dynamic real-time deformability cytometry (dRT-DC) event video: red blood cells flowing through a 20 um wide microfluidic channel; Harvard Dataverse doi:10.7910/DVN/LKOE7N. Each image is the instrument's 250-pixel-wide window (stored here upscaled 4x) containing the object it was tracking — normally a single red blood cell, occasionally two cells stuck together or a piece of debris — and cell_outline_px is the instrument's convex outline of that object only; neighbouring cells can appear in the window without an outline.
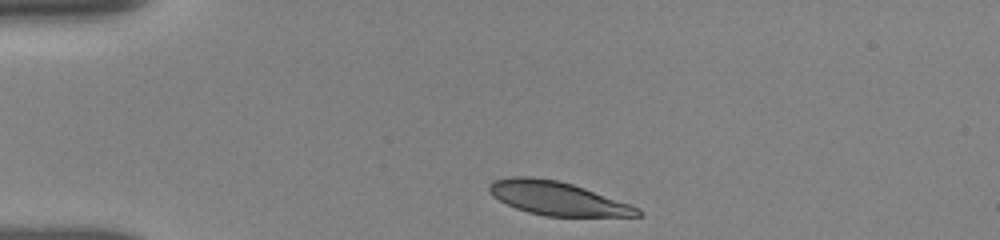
{"species": "human", "species_latin": "Homo sapiens", "temperature_condition": "room temperature", "stored_images_in_passage": 6, "camera_frame_rate_fps": 3000, "um_per_image_px": 0.085, "donor": {"sex": "female"}, "frame": {"image": 1, "passage_image": 1, "time_ms": 0.0, "image_size_px": [1000, 240], "cell_outline_px": [[644, 216], [544, 216], [528, 212], [516, 208], [492, 196], [488, 188], [488, 184], [492, 180], [512, 176], [528, 176], [556, 180], [572, 184], [584, 188], [640, 208], [644, 212]], "centroid_in_image_um": [47.37, 16.86], "position_along_channel_um": 37.6, "area_um2": 28.9}}
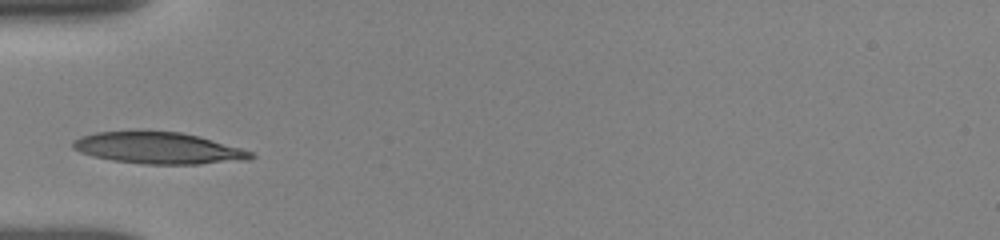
{"frame": {"image": 2, "passage_image": 4, "time_ms": 2.0, "image_size_px": [1000, 240], "cell_outline_px": [[256, 156], [248, 160], [200, 164], [144, 164], [112, 160], [92, 156], [80, 152], [72, 148], [72, 140], [80, 136], [96, 132], [136, 128], [148, 128], [180, 132], [200, 136], [240, 148], [252, 152]], "centroid_in_image_um": [13.4, 12.54], "position_along_channel_um": 71.6, "area_um2": 33.93}}
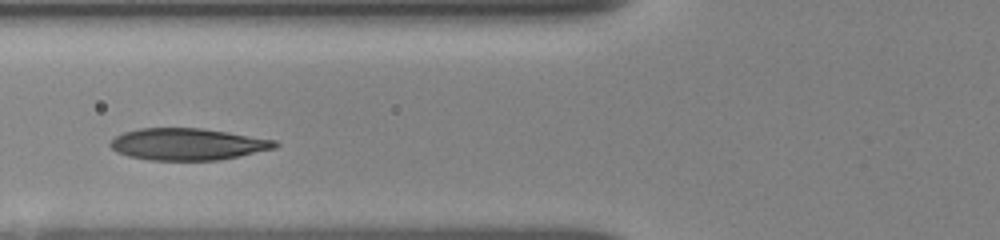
{"frame": {"image": 3, "passage_image": 5, "time_ms": 3.0, "image_size_px": [1000, 240], "cell_outline_px": [[280, 144], [276, 148], [240, 156], [220, 160], [152, 160], [128, 156], [116, 152], [108, 144], [116, 136], [124, 132], [140, 128], [200, 128], [228, 132], [276, 140]], "centroid_in_image_um": [15.97, 12.26], "position_along_channel_um": 109.8, "area_um2": 30.58}}